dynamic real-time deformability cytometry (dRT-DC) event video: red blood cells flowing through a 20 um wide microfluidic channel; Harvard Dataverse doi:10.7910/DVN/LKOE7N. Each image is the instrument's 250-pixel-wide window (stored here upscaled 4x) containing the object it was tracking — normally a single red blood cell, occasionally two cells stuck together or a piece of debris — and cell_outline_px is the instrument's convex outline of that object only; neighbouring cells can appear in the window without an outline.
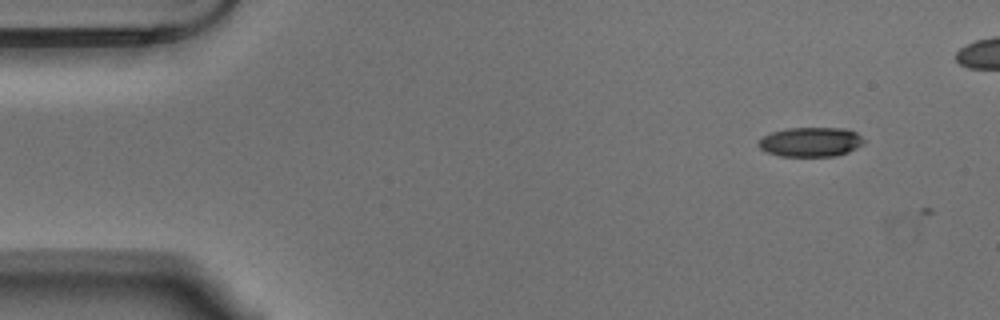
{"species": "Egyptian fruit bat (a non-hibernating species)", "species_latin": "Rousettus aegyptiacus", "temperature_condition": "warm", "stored_images_in_passage": 2, "camera_frame_rate_fps": 3000, "um_per_image_px": 0.085, "animal": {"sex": "male"}, "frame": {"image": 1, "passage_image": 1, "time_ms": 0.0, "image_size_px": [1000, 320], "cell_outline_px": [[864, 144], [848, 152], [836, 156], [780, 156], [768, 152], [760, 148], [756, 144], [764, 136], [772, 132], [784, 128], [844, 128], [856, 132], [864, 140]], "centroid_in_image_um": [68.91, 12.06], "position_along_channel_um": 16.1, "area_um2": 18.09}}